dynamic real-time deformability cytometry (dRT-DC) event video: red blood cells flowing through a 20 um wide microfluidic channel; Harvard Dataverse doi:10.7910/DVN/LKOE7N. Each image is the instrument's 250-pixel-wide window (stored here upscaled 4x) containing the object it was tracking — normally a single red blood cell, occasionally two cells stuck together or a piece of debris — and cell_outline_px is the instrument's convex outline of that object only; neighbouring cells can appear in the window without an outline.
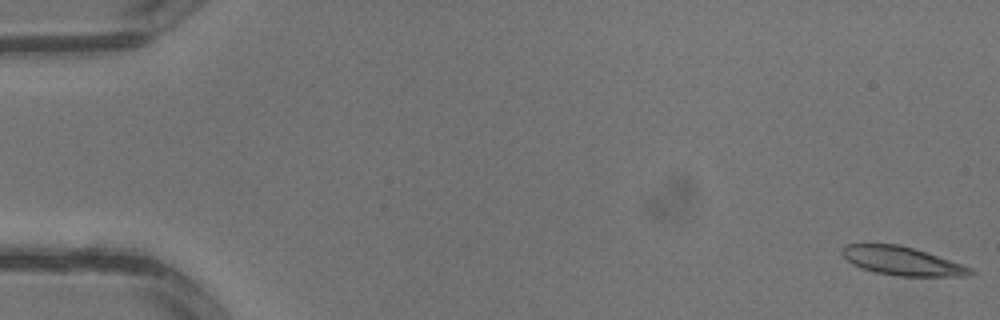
{"species": "common noctule bat (a hibernating species)", "species_latin": "Nyctalus noctula", "temperature_condition": "warm", "stored_images_in_passage": 3, "camera_frame_rate_fps": 3000, "um_per_image_px": 0.085, "animal": {"sex": "male", "body_mass_g": 13.3}, "frame": {"image": 1, "passage_image": 1, "time_ms": 0.0, "image_size_px": [1000, 320], "cell_outline_px": [[976, 272], [968, 276], [896, 276], [876, 272], [852, 264], [840, 252], [840, 248], [844, 244], [900, 244], [928, 252], [972, 268]], "centroid_in_image_um": [76.68, 22.17], "position_along_channel_um": 8.3, "area_um2": 21.39}}